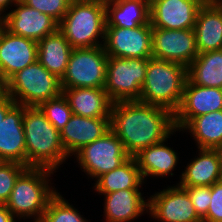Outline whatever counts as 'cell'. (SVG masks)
I'll list each match as a JSON object with an SVG mask.
<instances>
[{"label":"cell","mask_w":222,"mask_h":222,"mask_svg":"<svg viewBox=\"0 0 222 222\" xmlns=\"http://www.w3.org/2000/svg\"><path fill=\"white\" fill-rule=\"evenodd\" d=\"M190 160L180 175L178 186H212L222 180L221 164L213 149L198 148L197 157Z\"/></svg>","instance_id":"obj_23"},{"label":"cell","mask_w":222,"mask_h":222,"mask_svg":"<svg viewBox=\"0 0 222 222\" xmlns=\"http://www.w3.org/2000/svg\"><path fill=\"white\" fill-rule=\"evenodd\" d=\"M199 53L222 49V0H206L194 26Z\"/></svg>","instance_id":"obj_19"},{"label":"cell","mask_w":222,"mask_h":222,"mask_svg":"<svg viewBox=\"0 0 222 222\" xmlns=\"http://www.w3.org/2000/svg\"><path fill=\"white\" fill-rule=\"evenodd\" d=\"M145 184L137 162L130 157L120 167L99 176L94 183V190L98 194H108L126 189H140Z\"/></svg>","instance_id":"obj_26"},{"label":"cell","mask_w":222,"mask_h":222,"mask_svg":"<svg viewBox=\"0 0 222 222\" xmlns=\"http://www.w3.org/2000/svg\"><path fill=\"white\" fill-rule=\"evenodd\" d=\"M27 168L17 162H1L0 164V204H5L14 188L19 175Z\"/></svg>","instance_id":"obj_31"},{"label":"cell","mask_w":222,"mask_h":222,"mask_svg":"<svg viewBox=\"0 0 222 222\" xmlns=\"http://www.w3.org/2000/svg\"><path fill=\"white\" fill-rule=\"evenodd\" d=\"M55 172L48 168L27 167L19 175L5 203L17 220L34 218L33 222H40L49 201L58 192L50 181Z\"/></svg>","instance_id":"obj_3"},{"label":"cell","mask_w":222,"mask_h":222,"mask_svg":"<svg viewBox=\"0 0 222 222\" xmlns=\"http://www.w3.org/2000/svg\"><path fill=\"white\" fill-rule=\"evenodd\" d=\"M74 156L82 172L93 180L120 167L130 158L123 143L111 129Z\"/></svg>","instance_id":"obj_9"},{"label":"cell","mask_w":222,"mask_h":222,"mask_svg":"<svg viewBox=\"0 0 222 222\" xmlns=\"http://www.w3.org/2000/svg\"><path fill=\"white\" fill-rule=\"evenodd\" d=\"M14 6L16 8L4 13L2 18L3 27L11 34L38 42L58 30L59 23L50 15L24 4L21 0Z\"/></svg>","instance_id":"obj_13"},{"label":"cell","mask_w":222,"mask_h":222,"mask_svg":"<svg viewBox=\"0 0 222 222\" xmlns=\"http://www.w3.org/2000/svg\"><path fill=\"white\" fill-rule=\"evenodd\" d=\"M213 150L217 153L222 168V142L218 146H216Z\"/></svg>","instance_id":"obj_38"},{"label":"cell","mask_w":222,"mask_h":222,"mask_svg":"<svg viewBox=\"0 0 222 222\" xmlns=\"http://www.w3.org/2000/svg\"><path fill=\"white\" fill-rule=\"evenodd\" d=\"M73 114L87 118L110 117L112 101L104 88H62Z\"/></svg>","instance_id":"obj_21"},{"label":"cell","mask_w":222,"mask_h":222,"mask_svg":"<svg viewBox=\"0 0 222 222\" xmlns=\"http://www.w3.org/2000/svg\"><path fill=\"white\" fill-rule=\"evenodd\" d=\"M206 0H150L152 28L194 29L199 8Z\"/></svg>","instance_id":"obj_16"},{"label":"cell","mask_w":222,"mask_h":222,"mask_svg":"<svg viewBox=\"0 0 222 222\" xmlns=\"http://www.w3.org/2000/svg\"><path fill=\"white\" fill-rule=\"evenodd\" d=\"M69 1L72 3V2H89L94 0H69Z\"/></svg>","instance_id":"obj_39"},{"label":"cell","mask_w":222,"mask_h":222,"mask_svg":"<svg viewBox=\"0 0 222 222\" xmlns=\"http://www.w3.org/2000/svg\"><path fill=\"white\" fill-rule=\"evenodd\" d=\"M106 26L136 28L150 23V0H105Z\"/></svg>","instance_id":"obj_24"},{"label":"cell","mask_w":222,"mask_h":222,"mask_svg":"<svg viewBox=\"0 0 222 222\" xmlns=\"http://www.w3.org/2000/svg\"><path fill=\"white\" fill-rule=\"evenodd\" d=\"M109 130L110 117L87 118L72 114L69 122L60 131V137L62 145L70 158L84 146L101 138Z\"/></svg>","instance_id":"obj_17"},{"label":"cell","mask_w":222,"mask_h":222,"mask_svg":"<svg viewBox=\"0 0 222 222\" xmlns=\"http://www.w3.org/2000/svg\"><path fill=\"white\" fill-rule=\"evenodd\" d=\"M72 46L66 37L57 30L37 42V61L59 79L65 74Z\"/></svg>","instance_id":"obj_25"},{"label":"cell","mask_w":222,"mask_h":222,"mask_svg":"<svg viewBox=\"0 0 222 222\" xmlns=\"http://www.w3.org/2000/svg\"><path fill=\"white\" fill-rule=\"evenodd\" d=\"M37 41L0 29V81L4 85L14 74L37 61Z\"/></svg>","instance_id":"obj_15"},{"label":"cell","mask_w":222,"mask_h":222,"mask_svg":"<svg viewBox=\"0 0 222 222\" xmlns=\"http://www.w3.org/2000/svg\"><path fill=\"white\" fill-rule=\"evenodd\" d=\"M15 104V101L5 91L0 94V123Z\"/></svg>","instance_id":"obj_35"},{"label":"cell","mask_w":222,"mask_h":222,"mask_svg":"<svg viewBox=\"0 0 222 222\" xmlns=\"http://www.w3.org/2000/svg\"><path fill=\"white\" fill-rule=\"evenodd\" d=\"M18 0H0V17L3 18L4 12L11 9L10 7H13ZM13 5V6H12Z\"/></svg>","instance_id":"obj_37"},{"label":"cell","mask_w":222,"mask_h":222,"mask_svg":"<svg viewBox=\"0 0 222 222\" xmlns=\"http://www.w3.org/2000/svg\"><path fill=\"white\" fill-rule=\"evenodd\" d=\"M58 30L73 49L103 46L106 32L105 0L72 2L59 22Z\"/></svg>","instance_id":"obj_5"},{"label":"cell","mask_w":222,"mask_h":222,"mask_svg":"<svg viewBox=\"0 0 222 222\" xmlns=\"http://www.w3.org/2000/svg\"><path fill=\"white\" fill-rule=\"evenodd\" d=\"M24 4L50 15L58 23L64 18L71 2L69 0H21Z\"/></svg>","instance_id":"obj_32"},{"label":"cell","mask_w":222,"mask_h":222,"mask_svg":"<svg viewBox=\"0 0 222 222\" xmlns=\"http://www.w3.org/2000/svg\"><path fill=\"white\" fill-rule=\"evenodd\" d=\"M3 27V19L0 17V29Z\"/></svg>","instance_id":"obj_41"},{"label":"cell","mask_w":222,"mask_h":222,"mask_svg":"<svg viewBox=\"0 0 222 222\" xmlns=\"http://www.w3.org/2000/svg\"><path fill=\"white\" fill-rule=\"evenodd\" d=\"M142 149L134 156L144 182L147 177L173 176V171L179 163V154L166 145L167 139Z\"/></svg>","instance_id":"obj_22"},{"label":"cell","mask_w":222,"mask_h":222,"mask_svg":"<svg viewBox=\"0 0 222 222\" xmlns=\"http://www.w3.org/2000/svg\"><path fill=\"white\" fill-rule=\"evenodd\" d=\"M148 60L108 56L104 89L113 103L139 100Z\"/></svg>","instance_id":"obj_8"},{"label":"cell","mask_w":222,"mask_h":222,"mask_svg":"<svg viewBox=\"0 0 222 222\" xmlns=\"http://www.w3.org/2000/svg\"><path fill=\"white\" fill-rule=\"evenodd\" d=\"M0 222H17L5 204H0Z\"/></svg>","instance_id":"obj_36"},{"label":"cell","mask_w":222,"mask_h":222,"mask_svg":"<svg viewBox=\"0 0 222 222\" xmlns=\"http://www.w3.org/2000/svg\"><path fill=\"white\" fill-rule=\"evenodd\" d=\"M104 195L105 222H131L148 214L149 199L143 197L140 189H126Z\"/></svg>","instance_id":"obj_20"},{"label":"cell","mask_w":222,"mask_h":222,"mask_svg":"<svg viewBox=\"0 0 222 222\" xmlns=\"http://www.w3.org/2000/svg\"><path fill=\"white\" fill-rule=\"evenodd\" d=\"M4 91L17 104L39 106L62 93L60 79L38 61L14 74L5 84Z\"/></svg>","instance_id":"obj_6"},{"label":"cell","mask_w":222,"mask_h":222,"mask_svg":"<svg viewBox=\"0 0 222 222\" xmlns=\"http://www.w3.org/2000/svg\"><path fill=\"white\" fill-rule=\"evenodd\" d=\"M4 91V85L0 81V94Z\"/></svg>","instance_id":"obj_40"},{"label":"cell","mask_w":222,"mask_h":222,"mask_svg":"<svg viewBox=\"0 0 222 222\" xmlns=\"http://www.w3.org/2000/svg\"><path fill=\"white\" fill-rule=\"evenodd\" d=\"M40 222H89L57 192L49 201Z\"/></svg>","instance_id":"obj_29"},{"label":"cell","mask_w":222,"mask_h":222,"mask_svg":"<svg viewBox=\"0 0 222 222\" xmlns=\"http://www.w3.org/2000/svg\"><path fill=\"white\" fill-rule=\"evenodd\" d=\"M198 54L194 29L152 28V58L187 68Z\"/></svg>","instance_id":"obj_11"},{"label":"cell","mask_w":222,"mask_h":222,"mask_svg":"<svg viewBox=\"0 0 222 222\" xmlns=\"http://www.w3.org/2000/svg\"><path fill=\"white\" fill-rule=\"evenodd\" d=\"M23 114L24 105L16 103L0 123V159L26 166Z\"/></svg>","instance_id":"obj_18"},{"label":"cell","mask_w":222,"mask_h":222,"mask_svg":"<svg viewBox=\"0 0 222 222\" xmlns=\"http://www.w3.org/2000/svg\"><path fill=\"white\" fill-rule=\"evenodd\" d=\"M38 107L45 114L46 119L59 131L69 122L73 114L63 93L53 99L42 102Z\"/></svg>","instance_id":"obj_30"},{"label":"cell","mask_w":222,"mask_h":222,"mask_svg":"<svg viewBox=\"0 0 222 222\" xmlns=\"http://www.w3.org/2000/svg\"><path fill=\"white\" fill-rule=\"evenodd\" d=\"M186 79L185 66L151 58L138 101L166 108L174 114L181 104Z\"/></svg>","instance_id":"obj_4"},{"label":"cell","mask_w":222,"mask_h":222,"mask_svg":"<svg viewBox=\"0 0 222 222\" xmlns=\"http://www.w3.org/2000/svg\"><path fill=\"white\" fill-rule=\"evenodd\" d=\"M104 49L116 58H152L151 23L136 28L106 26Z\"/></svg>","instance_id":"obj_10"},{"label":"cell","mask_w":222,"mask_h":222,"mask_svg":"<svg viewBox=\"0 0 222 222\" xmlns=\"http://www.w3.org/2000/svg\"><path fill=\"white\" fill-rule=\"evenodd\" d=\"M26 166L58 170L69 158L57 130L37 106H24Z\"/></svg>","instance_id":"obj_2"},{"label":"cell","mask_w":222,"mask_h":222,"mask_svg":"<svg viewBox=\"0 0 222 222\" xmlns=\"http://www.w3.org/2000/svg\"><path fill=\"white\" fill-rule=\"evenodd\" d=\"M148 213L159 222H202L187 192L178 185L152 194Z\"/></svg>","instance_id":"obj_12"},{"label":"cell","mask_w":222,"mask_h":222,"mask_svg":"<svg viewBox=\"0 0 222 222\" xmlns=\"http://www.w3.org/2000/svg\"><path fill=\"white\" fill-rule=\"evenodd\" d=\"M181 131L191 133L197 148L214 149L222 142V110L194 117Z\"/></svg>","instance_id":"obj_28"},{"label":"cell","mask_w":222,"mask_h":222,"mask_svg":"<svg viewBox=\"0 0 222 222\" xmlns=\"http://www.w3.org/2000/svg\"><path fill=\"white\" fill-rule=\"evenodd\" d=\"M107 62L104 46L74 48L66 72L60 79L61 88H104Z\"/></svg>","instance_id":"obj_7"},{"label":"cell","mask_w":222,"mask_h":222,"mask_svg":"<svg viewBox=\"0 0 222 222\" xmlns=\"http://www.w3.org/2000/svg\"><path fill=\"white\" fill-rule=\"evenodd\" d=\"M187 79L202 87L222 89V49L199 53L187 67Z\"/></svg>","instance_id":"obj_27"},{"label":"cell","mask_w":222,"mask_h":222,"mask_svg":"<svg viewBox=\"0 0 222 222\" xmlns=\"http://www.w3.org/2000/svg\"><path fill=\"white\" fill-rule=\"evenodd\" d=\"M110 129L130 157L178 131L171 111L138 100L112 103Z\"/></svg>","instance_id":"obj_1"},{"label":"cell","mask_w":222,"mask_h":222,"mask_svg":"<svg viewBox=\"0 0 222 222\" xmlns=\"http://www.w3.org/2000/svg\"><path fill=\"white\" fill-rule=\"evenodd\" d=\"M202 222H222V180L211 186V203Z\"/></svg>","instance_id":"obj_34"},{"label":"cell","mask_w":222,"mask_h":222,"mask_svg":"<svg viewBox=\"0 0 222 222\" xmlns=\"http://www.w3.org/2000/svg\"><path fill=\"white\" fill-rule=\"evenodd\" d=\"M192 201L194 209L202 219L209 209L211 203V186L182 187Z\"/></svg>","instance_id":"obj_33"},{"label":"cell","mask_w":222,"mask_h":222,"mask_svg":"<svg viewBox=\"0 0 222 222\" xmlns=\"http://www.w3.org/2000/svg\"><path fill=\"white\" fill-rule=\"evenodd\" d=\"M222 110V89L202 87L188 79L184 84L181 104L174 113V123L180 132L194 117Z\"/></svg>","instance_id":"obj_14"}]
</instances>
